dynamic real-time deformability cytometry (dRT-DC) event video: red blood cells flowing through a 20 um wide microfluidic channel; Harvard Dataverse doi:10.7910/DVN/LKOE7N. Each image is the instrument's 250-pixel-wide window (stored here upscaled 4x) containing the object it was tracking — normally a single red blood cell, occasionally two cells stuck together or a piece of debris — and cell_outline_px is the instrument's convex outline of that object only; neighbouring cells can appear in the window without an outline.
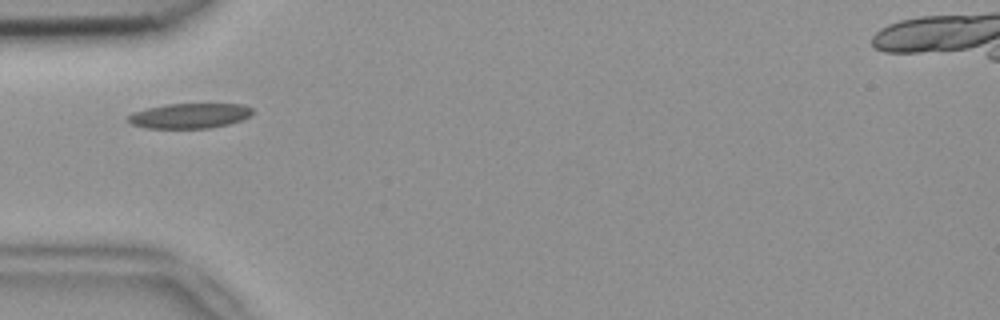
{"species": "common noctule bat (a hibernating species)", "species_latin": "Nyctalus noctula", "temperature_condition": "room temperature", "stored_images_in_passage": 8, "camera_frame_rate_fps": 3000, "um_per_image_px": 0.085, "animal": {"sex": "female", "body_mass_g": 18.4}, "frame": {"image": 1, "passage_image": 4, "time_ms": 1.0, "image_size_px": [1000, 320], "cell_outline_px": [[256, 112], [240, 120], [228, 124], [208, 128], [144, 128], [132, 124], [124, 120], [132, 112], [164, 104], [244, 104], [252, 108]], "centroid_in_image_um": [16.09, 9.84], "position_along_channel_um": 68.9, "area_um2": 18.26}}
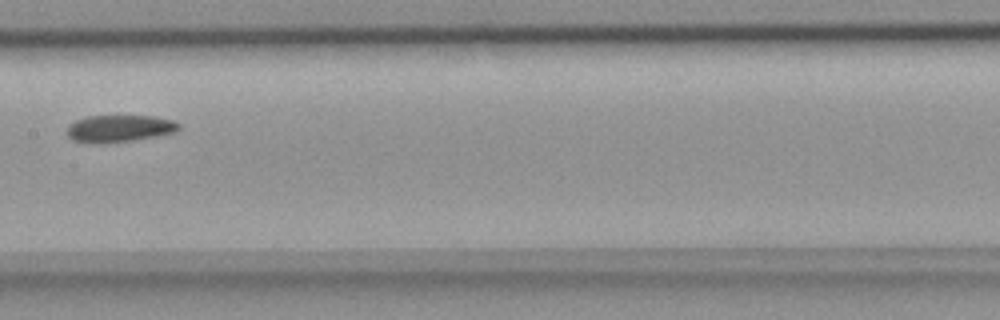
{"frame": {"image": 2, "passage_image": 7, "time_ms": 2.0, "image_size_px": [1000, 320], "cell_outline_px": [[180, 128], [176, 132], [156, 136], [132, 140], [92, 144], [72, 140], [64, 132], [68, 124], [76, 120], [88, 116], [152, 116], [172, 120], [180, 124]], "centroid_in_image_um": [10.09, 10.92], "position_along_channel_um": 197.3, "area_um2": 17.74}}
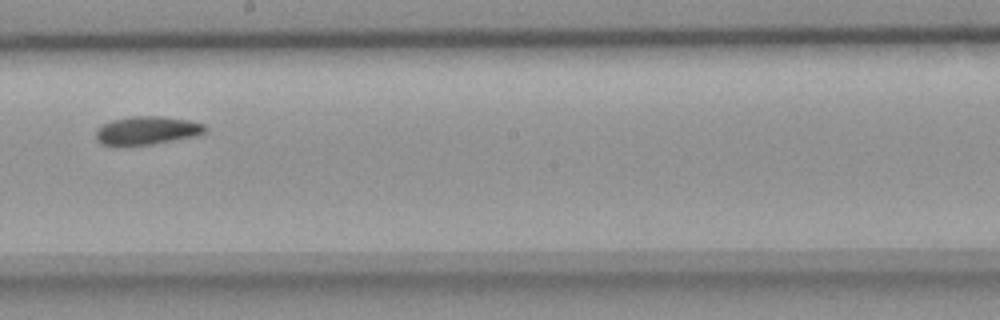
{"frame": {"image": 3, "passage_image": 8, "time_ms": 2.333, "image_size_px": [1000, 320], "cell_outline_px": [[208, 132], [200, 136], [152, 144], [100, 144], [96, 140], [96, 128], [100, 124], [112, 120], [132, 116], [160, 116], [188, 120], [204, 124], [208, 128]], "centroid_in_image_um": [12.55, 11.08], "position_along_channel_um": 235.7, "area_um2": 18.15}}